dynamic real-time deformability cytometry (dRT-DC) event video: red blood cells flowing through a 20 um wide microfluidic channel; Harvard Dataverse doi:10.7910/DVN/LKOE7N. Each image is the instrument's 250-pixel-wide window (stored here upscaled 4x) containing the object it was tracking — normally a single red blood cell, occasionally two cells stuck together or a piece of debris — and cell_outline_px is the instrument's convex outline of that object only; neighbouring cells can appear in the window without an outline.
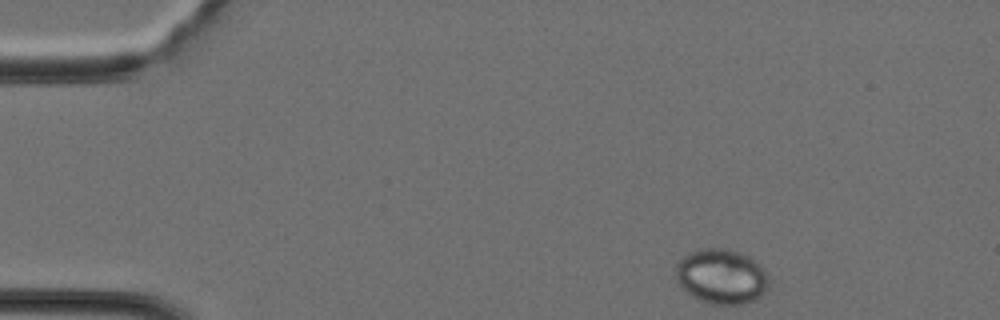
{"species": "Egyptian fruit bat (a non-hibernating species)", "species_latin": "Rousettus aegyptiacus", "temperature_condition": "cold", "stored_images_in_passage": 36, "camera_frame_rate_fps": 3000, "um_per_image_px": 0.085, "animal": {"sex": "female"}, "frame": {"image": 1, "passage_image": 1, "time_ms": 0.0, "image_size_px": [1000, 320], "cell_outline_px": [[768, 284], [764, 292], [756, 300], [744, 304], [712, 304], [700, 300], [692, 296], [676, 280], [676, 264], [684, 256], [700, 248], [728, 248], [740, 252], [748, 256], [760, 264], [764, 268], [768, 280]], "centroid_in_image_um": [61.34, 23.49], "position_along_channel_um": 23.7, "area_um2": 29.77}}
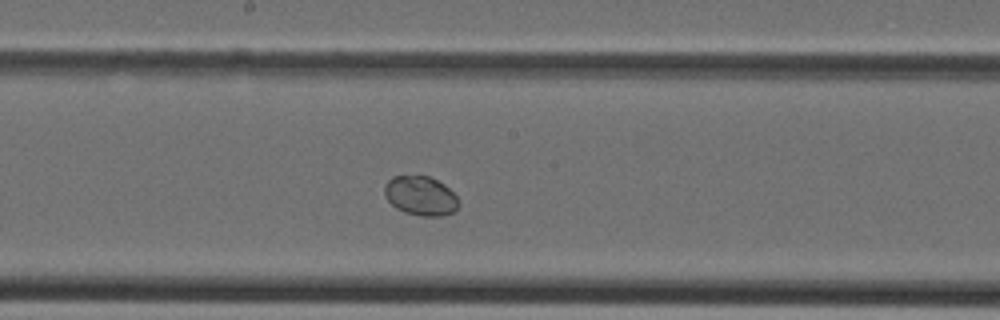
{"frame": {"image": 2, "passage_image": 17, "time_ms": 5.333, "image_size_px": [1000, 320], "cell_outline_px": [[460, 204], [452, 212], [440, 216], [420, 216], [404, 212], [396, 208], [384, 196], [384, 184], [392, 176], [428, 176], [444, 184], [456, 196]], "centroid_in_image_um": [35.72, 16.64], "position_along_channel_um": 212.5, "area_um2": 16.94}}
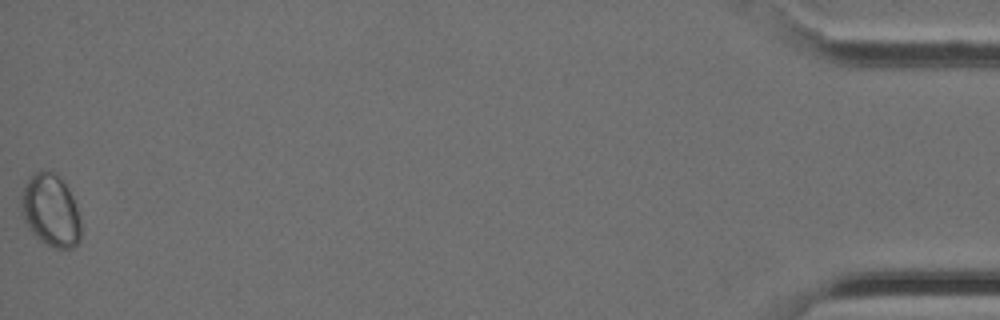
{"frame": {"image": 3, "passage_image": 36, "time_ms": 11.667, "image_size_px": [1000, 320], "cell_outline_px": [[80, 240], [72, 248], [56, 248], [40, 240], [28, 228], [20, 212], [20, 196], [28, 180], [36, 172], [44, 168], [56, 172], [60, 176], [68, 188], [72, 196], [80, 220]], "centroid_in_image_um": [4.29, 17.85], "position_along_channel_um": 430.9, "area_um2": 25.26}}